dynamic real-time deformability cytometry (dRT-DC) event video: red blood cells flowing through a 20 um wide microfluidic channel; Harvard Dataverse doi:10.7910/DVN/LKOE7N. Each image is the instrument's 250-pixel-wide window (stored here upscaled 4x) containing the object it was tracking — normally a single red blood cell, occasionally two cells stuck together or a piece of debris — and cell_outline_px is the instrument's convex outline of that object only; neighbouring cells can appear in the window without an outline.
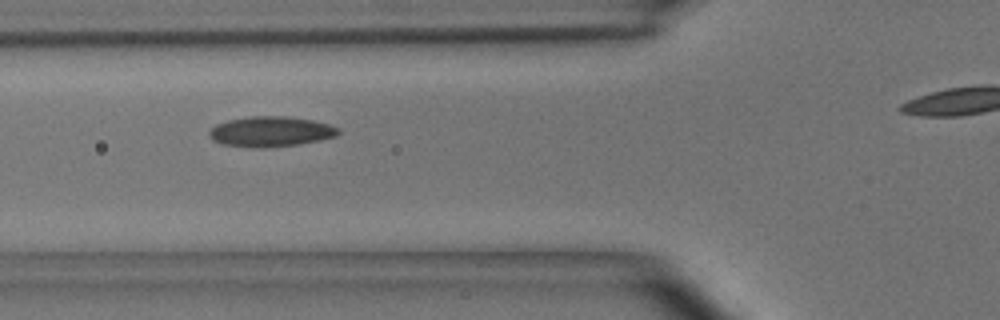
{"species": "common noctule bat (a hibernating species)", "species_latin": "Nyctalus noctula", "temperature_condition": "room temperature", "stored_images_in_passage": 10, "camera_frame_rate_fps": 3000, "um_per_image_px": 0.085, "animal": {"sex": "male", "body_mass_g": 15.6}, "frame": {"image": 1, "passage_image": 4, "time_ms": 1.0, "image_size_px": [1000, 320], "cell_outline_px": [[340, 132], [336, 136], [320, 140], [300, 144], [264, 148], [252, 148], [220, 144], [212, 140], [208, 136], [208, 132], [216, 124], [228, 120], [252, 116], [288, 116], [312, 120], [328, 124], [340, 128]], "centroid_in_image_um": [22.99, 11.19], "position_along_channel_um": 102.8, "area_um2": 23.0}}